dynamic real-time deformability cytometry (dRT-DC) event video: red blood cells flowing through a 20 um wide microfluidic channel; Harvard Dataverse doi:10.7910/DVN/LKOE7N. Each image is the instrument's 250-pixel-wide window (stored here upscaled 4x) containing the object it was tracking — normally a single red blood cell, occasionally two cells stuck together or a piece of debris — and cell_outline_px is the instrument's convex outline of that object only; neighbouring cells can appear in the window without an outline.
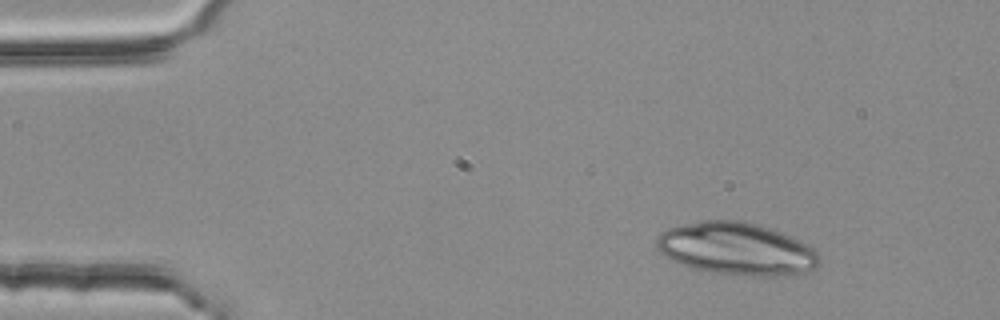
{"species": "common noctule bat (a hibernating species)", "species_latin": "Nyctalus noctula", "temperature_condition": "room temperature", "stored_images_in_passage": 3, "camera_frame_rate_fps": 3000, "um_per_image_px": 0.085, "animal": {"sex": "female", "body_mass_g": 25.1}, "frame": {"image": 1, "passage_image": 1, "time_ms": 0.0, "image_size_px": [1000, 320], "cell_outline_px": [[820, 264], [816, 268], [804, 272], [776, 276], [756, 276], [712, 272], [692, 268], [672, 260], [660, 252], [656, 244], [656, 240], [660, 232], [668, 228], [684, 224], [708, 220], [744, 220], [760, 224], [792, 236], [800, 240], [812, 248], [820, 256]], "centroid_in_image_um": [62.62, 21.14], "position_along_channel_um": 22.4, "area_um2": 49.77}}